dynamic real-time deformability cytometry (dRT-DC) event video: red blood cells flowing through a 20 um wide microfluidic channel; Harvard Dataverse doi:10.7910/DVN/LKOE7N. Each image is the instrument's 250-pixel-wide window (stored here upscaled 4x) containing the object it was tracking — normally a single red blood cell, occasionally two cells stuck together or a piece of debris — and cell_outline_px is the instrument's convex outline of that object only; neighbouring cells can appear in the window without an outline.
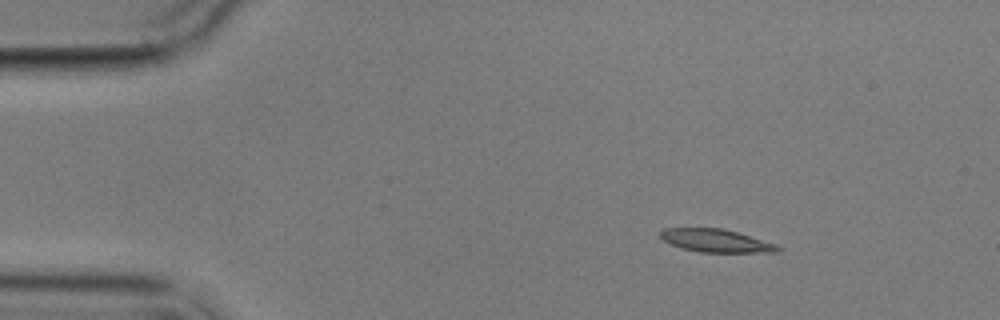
{"species": "common noctule bat (a hibernating species)", "species_latin": "Nyctalus noctula", "temperature_condition": "cold", "stored_images_in_passage": 7, "camera_frame_rate_fps": 3000, "um_per_image_px": 0.085, "animal": {"sex": "male", "body_mass_g": 17.9}, "frame": {"image": 1, "passage_image": 3, "time_ms": 2.333, "image_size_px": [1000, 320], "cell_outline_px": [[780, 252], [700, 252], [684, 248], [672, 244], [664, 240], [660, 236], [660, 232], [664, 228], [724, 228], [776, 244], [780, 248]], "centroid_in_image_um": [60.87, 20.45], "position_along_channel_um": 24.1, "area_um2": 15.49}}
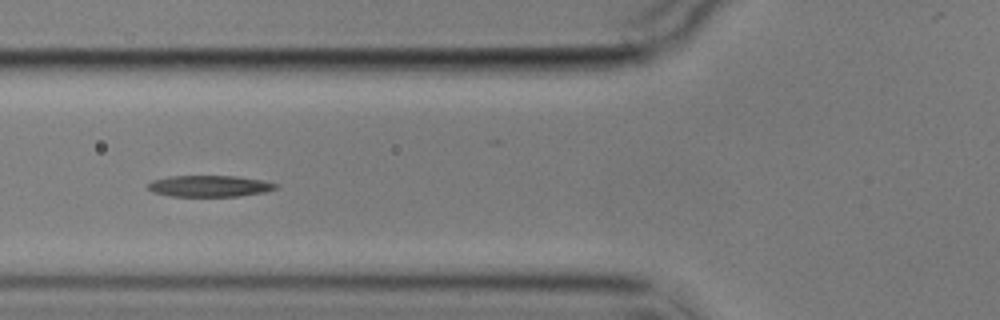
{"frame": {"image": 2, "passage_image": 6, "time_ms": 6.667, "image_size_px": [1000, 320], "cell_outline_px": [[280, 184], [276, 188], [264, 192], [240, 196], [172, 196], [152, 192], [148, 188], [148, 184], [152, 180], [168, 176], [236, 176], [260, 180]], "centroid_in_image_um": [17.79, 15.81], "position_along_channel_um": 108.0, "area_um2": 15.84}}
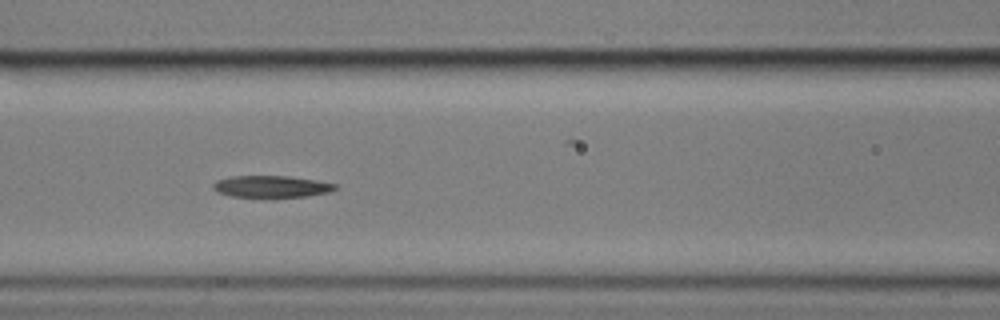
{"frame": {"image": 3, "passage_image": 7, "time_ms": 7.667, "image_size_px": [1000, 320], "cell_outline_px": [[336, 188], [328, 192], [308, 196], [272, 200], [264, 200], [232, 196], [216, 192], [212, 188], [212, 184], [216, 180], [232, 176], [288, 176], [316, 180], [336, 184]], "centroid_in_image_um": [23.01, 15.91], "position_along_channel_um": 143.6, "area_um2": 16.42}}